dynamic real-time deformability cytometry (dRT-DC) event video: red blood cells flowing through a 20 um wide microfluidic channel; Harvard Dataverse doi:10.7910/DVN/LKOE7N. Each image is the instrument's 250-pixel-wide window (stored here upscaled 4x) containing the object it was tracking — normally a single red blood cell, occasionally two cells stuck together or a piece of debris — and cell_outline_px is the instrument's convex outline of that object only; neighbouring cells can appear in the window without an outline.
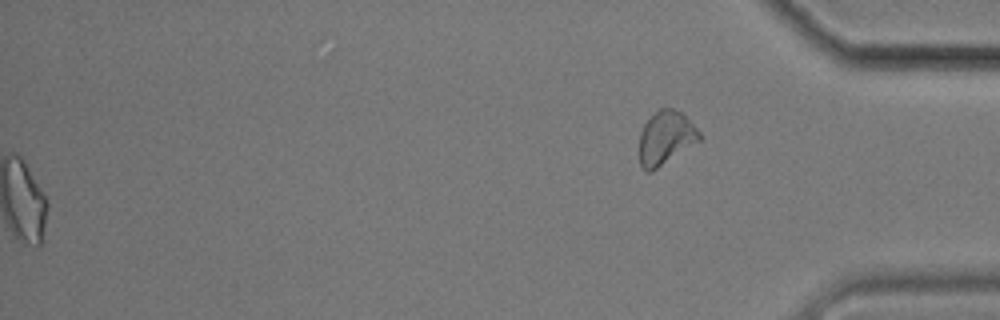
{"species": "common noctule bat (a hibernating species)", "species_latin": "Nyctalus noctula", "temperature_condition": "cold", "stored_images_in_passage": 44, "camera_frame_rate_fps": 3000, "um_per_image_px": 0.085, "animal": {"sex": "male", "body_mass_g": 17.9}, "frame": {"image": 1, "passage_image": 44, "time_ms": 14.333, "image_size_px": [1000, 320], "cell_outline_px": [[700, 140], [652, 172], [648, 172], [640, 164], [640, 132], [644, 124], [660, 108], [672, 108], [680, 112], [700, 132]], "centroid_in_image_um": [56.57, 11.73], "position_along_channel_um": 378.6, "area_um2": 18.32}, "authors_computed_cell_mechanics": {"area_um2": 18.9295, "velocity_mm_per_s": 3.4036, "shape_relaxation_time_tau1_ms": null, "shape_relaxation_time_tau2_ms": 2.0574, "deformation_change_tau1": null, "deformation_change_tau2": 0.0667}}